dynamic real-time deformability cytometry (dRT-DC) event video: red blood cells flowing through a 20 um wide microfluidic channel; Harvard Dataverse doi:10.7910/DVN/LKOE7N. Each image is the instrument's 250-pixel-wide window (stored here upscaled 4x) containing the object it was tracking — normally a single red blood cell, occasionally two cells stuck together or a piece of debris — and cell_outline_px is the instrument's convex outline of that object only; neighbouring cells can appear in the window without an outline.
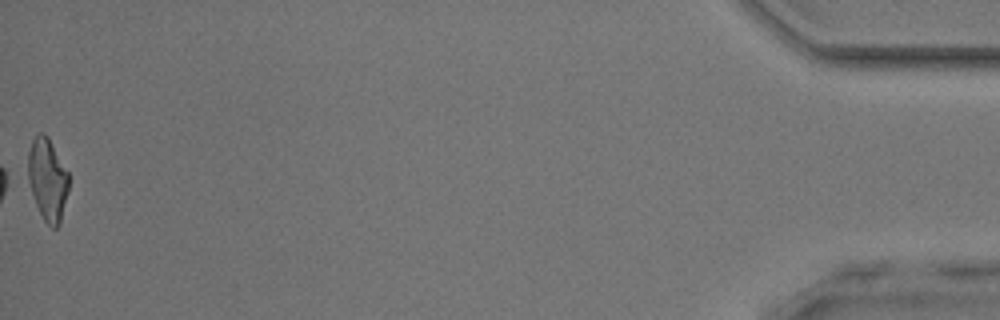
{"species": "common noctule bat (a hibernating species)", "species_latin": "Nyctalus noctula", "temperature_condition": "room temperature", "stored_images_in_passage": 44, "camera_frame_rate_fps": 3000, "um_per_image_px": 0.085, "animal": {"sex": "male", "body_mass_g": 17.9, "forearm_length_mm": 54.2}, "frame": {"image": 1, "passage_image": 44, "time_ms": 14.333, "image_size_px": [1000, 320], "cell_outline_px": [[68, 192], [60, 224], [56, 228], [52, 228], [44, 220], [36, 204], [28, 180], [28, 152], [32, 140], [40, 132], [44, 132], [48, 136], [68, 172]], "centroid_in_image_um": [4.05, 15.24], "position_along_channel_um": 431.2, "area_um2": 19.42}}